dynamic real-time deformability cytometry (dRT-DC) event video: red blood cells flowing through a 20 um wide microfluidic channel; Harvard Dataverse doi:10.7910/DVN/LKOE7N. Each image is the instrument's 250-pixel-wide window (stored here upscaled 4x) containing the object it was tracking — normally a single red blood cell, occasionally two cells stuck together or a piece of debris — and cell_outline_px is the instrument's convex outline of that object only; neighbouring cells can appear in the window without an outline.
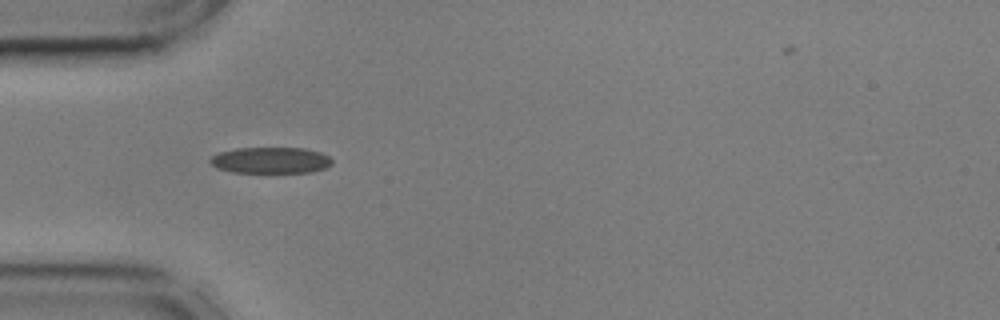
{"species": "common noctule bat (a hibernating species)", "species_latin": "Nyctalus noctula", "temperature_condition": "cold", "stored_images_in_passage": 36, "camera_frame_rate_fps": 3000, "um_per_image_px": 0.085, "animal": {"sex": "male", "body_mass_g": 17.9, "forearm_length_mm": 54.2}, "frame": {"image": 1, "passage_image": 1, "time_ms": 0.0, "image_size_px": [1000, 320], "cell_outline_px": [[332, 164], [324, 168], [312, 172], [232, 172], [216, 168], [208, 160], [212, 156], [220, 152], [236, 148], [304, 148], [320, 152], [328, 156], [332, 160]], "centroid_in_image_um": [22.99, 13.62], "position_along_channel_um": 62.0, "area_um2": 18.55}}
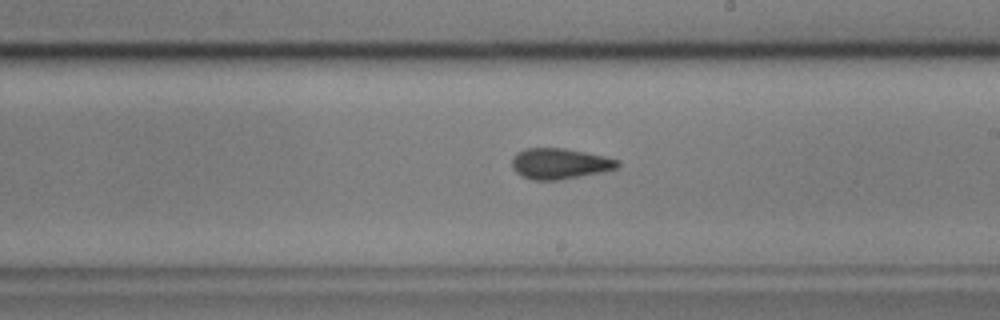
{"frame": {"image": 2, "passage_image": 16, "time_ms": 5.0, "image_size_px": [1000, 320], "cell_outline_px": [[620, 164], [616, 168], [604, 172], [560, 180], [532, 180], [520, 176], [512, 168], [512, 156], [516, 152], [524, 148], [564, 148], [604, 156], [620, 160]], "centroid_in_image_um": [47.55, 13.91], "position_along_channel_um": 241.4, "area_um2": 19.19}}
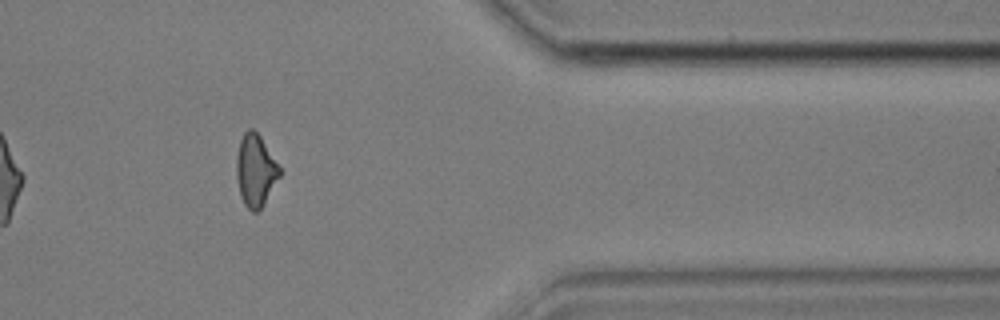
{"frame": {"image": 3, "passage_image": 30, "time_ms": 9.667, "image_size_px": [1000, 320], "cell_outline_px": [[280, 176], [264, 204], [256, 212], [252, 212], [244, 204], [240, 196], [236, 176], [236, 156], [240, 140], [244, 132], [248, 128], [252, 128], [260, 136], [280, 168]], "centroid_in_image_um": [21.69, 14.49], "position_along_channel_um": 389.7, "area_um2": 18.03}, "authors_computed_cell_mechanics": {"area_um2": 18.6405, "velocity_mm_per_s": 3.608, "shape_relaxation_time_tau1_ms": null, "shape_relaxation_time_tau2_ms": 2.6825, "deformation_change_tau1": null, "deformation_change_tau2": 0.0903}}